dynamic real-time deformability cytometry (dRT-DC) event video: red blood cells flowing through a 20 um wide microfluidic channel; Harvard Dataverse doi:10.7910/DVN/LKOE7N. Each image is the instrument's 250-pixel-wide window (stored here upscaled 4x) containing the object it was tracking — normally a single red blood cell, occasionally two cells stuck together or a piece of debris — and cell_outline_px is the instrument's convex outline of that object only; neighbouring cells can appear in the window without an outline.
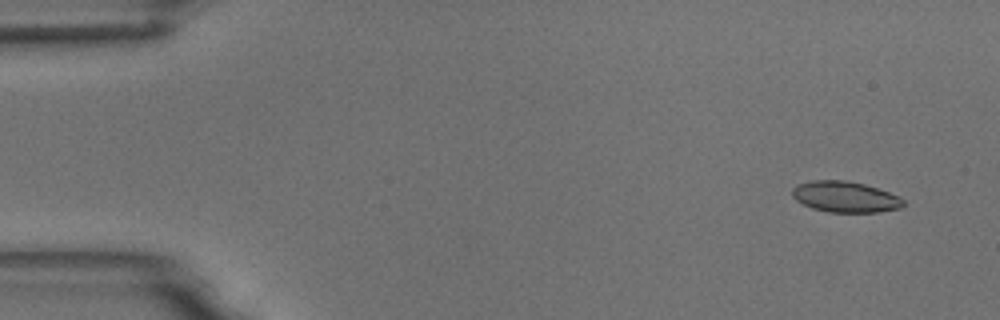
{"species": "common noctule bat (a hibernating species)", "species_latin": "Nyctalus noctula", "temperature_condition": "room temperature", "stored_images_in_passage": 54, "camera_frame_rate_fps": 3000, "um_per_image_px": 0.085, "animal": {"sex": "male", "body_mass_g": 18.8}, "frame": {"image": 1, "passage_image": 4, "time_ms": 1.0, "image_size_px": [1000, 320], "cell_outline_px": [[904, 204], [900, 208], [880, 212], [828, 212], [812, 208], [796, 200], [792, 196], [792, 188], [796, 184], [812, 180], [848, 180], [864, 184], [888, 192], [904, 200]], "centroid_in_image_um": [71.8, 16.73], "position_along_channel_um": 13.2, "area_um2": 20.0}}
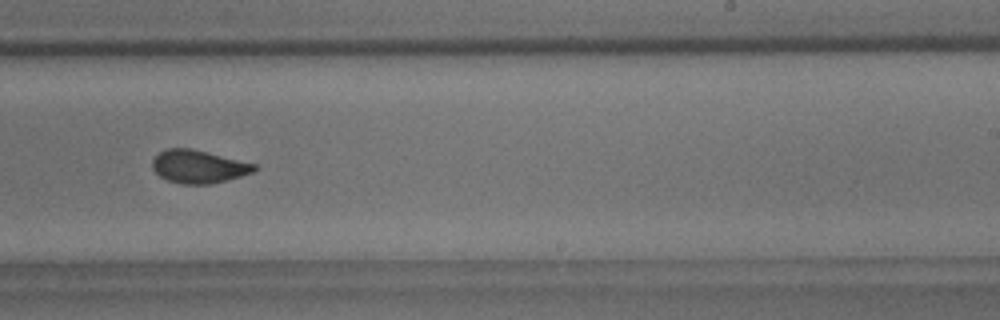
{"frame": {"image": 2, "passage_image": 34, "time_ms": 11.0, "image_size_px": [1000, 320], "cell_outline_px": [[260, 168], [252, 172], [240, 176], [212, 184], [180, 184], [168, 180], [160, 176], [152, 168], [152, 160], [160, 152], [168, 148], [192, 148], [256, 164]], "centroid_in_image_um": [16.88, 14.16], "position_along_channel_um": 272.1, "area_um2": 19.59}}
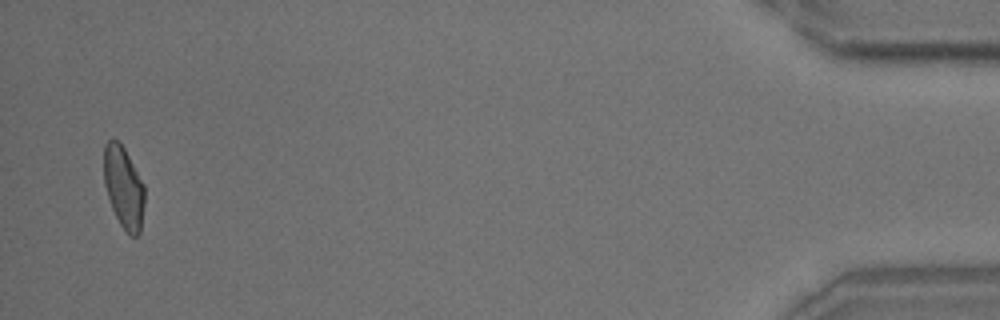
{"frame": {"image": 3, "passage_image": 53, "time_ms": 17.333, "image_size_px": [1000, 320], "cell_outline_px": [[144, 204], [140, 232], [136, 236], [132, 236], [120, 224], [112, 208], [104, 184], [104, 144], [108, 140], [116, 140], [124, 148], [144, 184]], "centroid_in_image_um": [10.51, 15.91], "position_along_channel_um": 424.7, "area_um2": 19.13}, "authors_computed_cell_mechanics": {"area_um2": 19.9988, "velocity_mm_per_s": 3.7487, "shape_relaxation_time_tau1_ms": 4.4158, "shape_relaxation_time_tau2_ms": 1.4494, "deformation_change_tau1": 0.1283, "deformation_change_tau2": 0.0557}}